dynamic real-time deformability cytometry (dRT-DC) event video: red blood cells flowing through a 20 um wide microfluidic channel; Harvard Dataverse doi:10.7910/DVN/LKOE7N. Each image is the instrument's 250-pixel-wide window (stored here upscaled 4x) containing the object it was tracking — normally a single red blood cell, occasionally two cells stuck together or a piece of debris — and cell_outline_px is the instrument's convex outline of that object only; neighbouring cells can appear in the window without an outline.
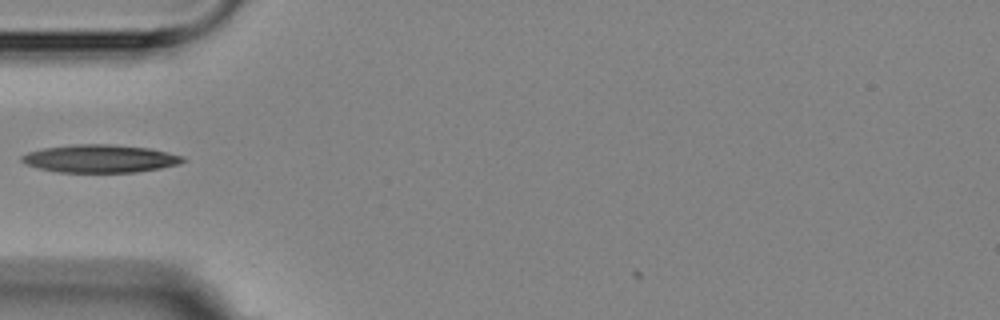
{"species": "Egyptian fruit bat (a non-hibernating species)", "species_latin": "Rousettus aegyptiacus", "temperature_condition": "room temperature", "stored_images_in_passage": 7, "camera_frame_rate_fps": 3000, "um_per_image_px": 0.085, "animal": {"sex": "female"}, "frame": {"image": 1, "passage_image": 4, "time_ms": 3.667, "image_size_px": [1000, 320], "cell_outline_px": [[184, 160], [180, 164], [160, 168], [136, 172], [60, 172], [40, 168], [28, 164], [20, 160], [20, 156], [28, 152], [44, 148], [76, 144], [112, 144], [148, 148], [168, 152], [184, 156]], "centroid_in_image_um": [8.53, 13.48], "position_along_channel_um": 76.5, "area_um2": 26.01}}
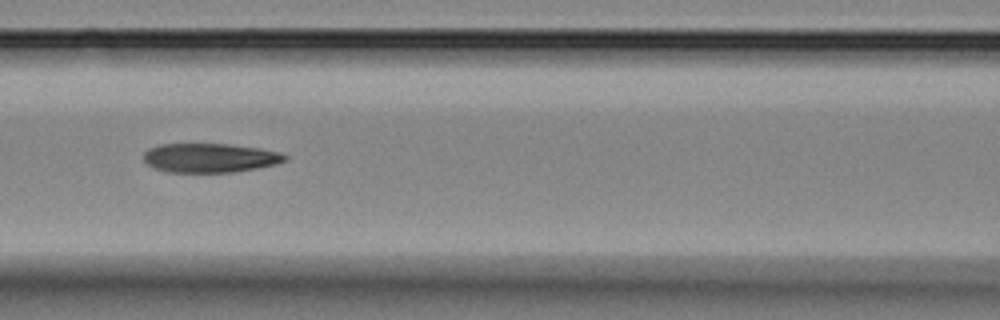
{"frame": {"image": 2, "passage_image": 6, "time_ms": 5.667, "image_size_px": [1000, 320], "cell_outline_px": [[288, 160], [276, 164], [256, 168], [232, 172], [168, 172], [152, 168], [144, 160], [144, 152], [148, 148], [160, 144], [232, 144], [260, 148], [280, 152], [288, 156]], "centroid_in_image_um": [17.85, 13.41], "position_along_channel_um": 148.8, "area_um2": 24.16}}
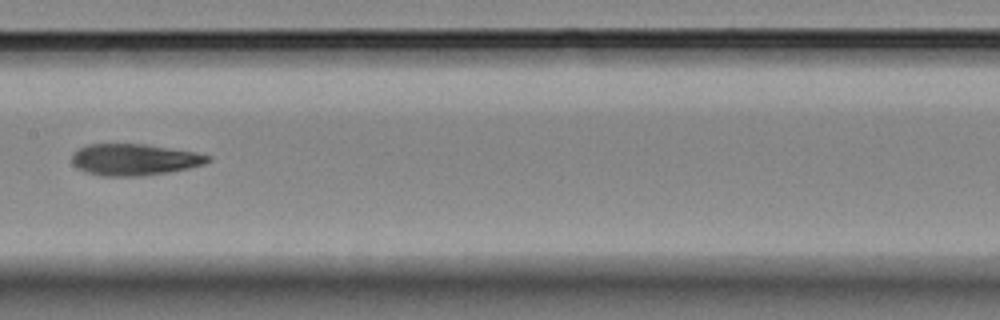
{"frame": {"image": 3, "passage_image": 7, "time_ms": 7.0, "image_size_px": [1000, 320], "cell_outline_px": [[212, 160], [204, 164], [188, 168], [168, 172], [140, 176], [100, 176], [88, 172], [80, 168], [72, 160], [72, 156], [80, 148], [88, 144], [144, 144], [196, 152], [212, 156]], "centroid_in_image_um": [11.48, 13.56], "position_along_channel_um": 195.9, "area_um2": 24.68}}